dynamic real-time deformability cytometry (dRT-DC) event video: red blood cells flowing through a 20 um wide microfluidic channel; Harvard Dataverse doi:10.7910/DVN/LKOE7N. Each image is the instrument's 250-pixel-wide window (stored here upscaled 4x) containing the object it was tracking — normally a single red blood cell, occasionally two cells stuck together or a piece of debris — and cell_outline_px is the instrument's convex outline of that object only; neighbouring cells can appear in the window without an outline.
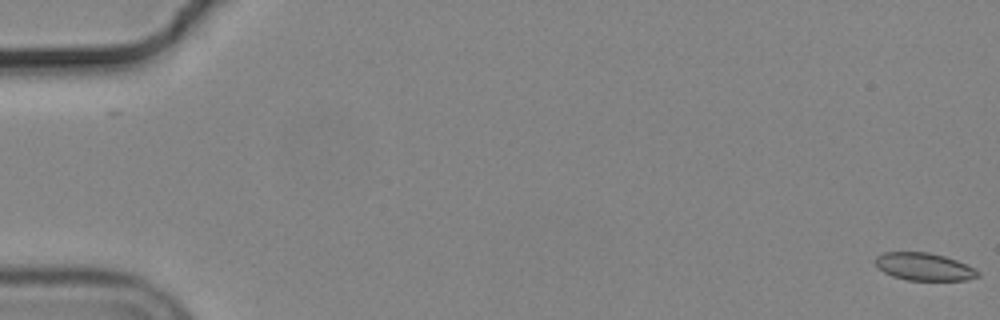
{"species": "common noctule bat (a hibernating species)", "species_latin": "Nyctalus noctula", "temperature_condition": "cold", "stored_images_in_passage": 13, "camera_frame_rate_fps": 3000, "um_per_image_px": 0.085, "animal": {"sex": "male", "body_mass_g": 19.2, "forearm_length_mm": 51.8}, "frame": {"image": 1, "passage_image": 1, "time_ms": 0.0, "image_size_px": [1000, 320], "cell_outline_px": [[980, 276], [968, 280], [908, 280], [892, 276], [884, 272], [876, 264], [876, 256], [884, 252], [928, 252], [944, 256], [956, 260], [976, 268], [980, 272]], "centroid_in_image_um": [78.59, 22.67], "position_along_channel_um": 6.4, "area_um2": 16.47}}